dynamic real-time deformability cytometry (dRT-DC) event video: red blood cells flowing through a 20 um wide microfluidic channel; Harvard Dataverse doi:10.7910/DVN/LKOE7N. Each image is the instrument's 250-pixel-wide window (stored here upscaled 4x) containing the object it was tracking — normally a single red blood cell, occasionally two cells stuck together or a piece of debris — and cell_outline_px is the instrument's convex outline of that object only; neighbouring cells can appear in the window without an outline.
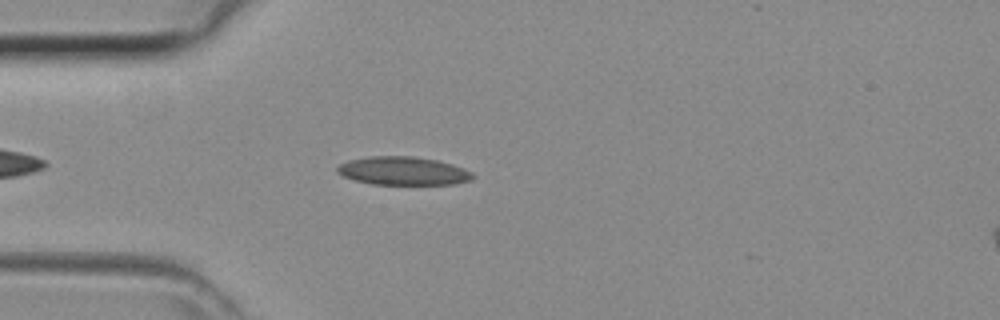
{"species": "common noctule bat (a hibernating species)", "species_latin": "Nyctalus noctula", "temperature_condition": "room temperature", "stored_images_in_passage": 35, "camera_frame_rate_fps": 3000, "um_per_image_px": 0.085, "animal": {"sex": "female", "body_mass_g": 29.2, "forearm_length_mm": 56.3}, "frame": {"image": 1, "passage_image": 5, "time_ms": 1.333, "image_size_px": [1000, 320], "cell_outline_px": [[476, 176], [472, 180], [452, 184], [372, 184], [356, 180], [344, 176], [336, 172], [336, 168], [340, 164], [348, 160], [368, 156], [412, 156], [436, 160], [452, 164], [464, 168], [472, 172]], "centroid_in_image_um": [34.28, 14.52], "position_along_channel_um": 50.7, "area_um2": 22.37}}
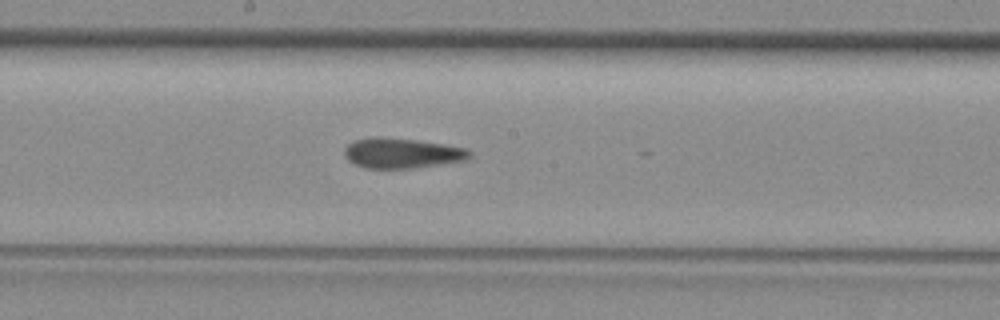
{"frame": {"image": 2, "passage_image": 16, "time_ms": 5.0, "image_size_px": [1000, 320], "cell_outline_px": [[472, 156], [468, 160], [412, 168], [368, 168], [356, 164], [348, 160], [344, 156], [344, 148], [348, 144], [356, 140], [372, 136], [376, 136], [416, 140], [464, 148], [472, 152]], "centroid_in_image_um": [34.15, 13.01], "position_along_channel_um": 214.0, "area_um2": 21.85}}
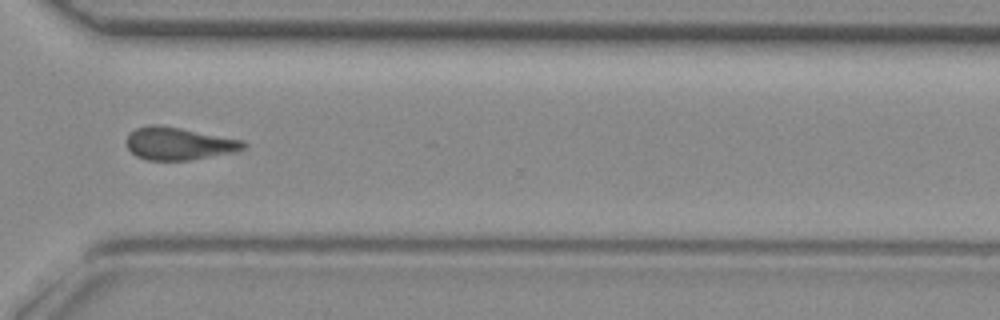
{"frame": {"image": 3, "passage_image": 25, "time_ms": 8.0, "image_size_px": [1000, 320], "cell_outline_px": [[248, 144], [244, 148], [236, 152], [188, 160], [148, 160], [136, 156], [128, 148], [128, 132], [136, 128], [152, 124], [160, 124], [244, 140]], "centroid_in_image_um": [15.22, 12.2], "position_along_channel_um": 355.4, "area_um2": 22.25}}